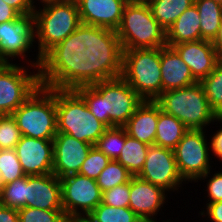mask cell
I'll list each match as a JSON object with an SVG mask.
<instances>
[{"label": "cell", "instance_id": "obj_31", "mask_svg": "<svg viewBox=\"0 0 222 222\" xmlns=\"http://www.w3.org/2000/svg\"><path fill=\"white\" fill-rule=\"evenodd\" d=\"M0 204L17 210L26 207V175L0 187Z\"/></svg>", "mask_w": 222, "mask_h": 222}, {"label": "cell", "instance_id": "obj_22", "mask_svg": "<svg viewBox=\"0 0 222 222\" xmlns=\"http://www.w3.org/2000/svg\"><path fill=\"white\" fill-rule=\"evenodd\" d=\"M200 16L193 4L166 31L167 46L173 47L179 43L201 40Z\"/></svg>", "mask_w": 222, "mask_h": 222}, {"label": "cell", "instance_id": "obj_46", "mask_svg": "<svg viewBox=\"0 0 222 222\" xmlns=\"http://www.w3.org/2000/svg\"><path fill=\"white\" fill-rule=\"evenodd\" d=\"M214 1H217V2H219V3H221V4H222V0H214Z\"/></svg>", "mask_w": 222, "mask_h": 222}, {"label": "cell", "instance_id": "obj_1", "mask_svg": "<svg viewBox=\"0 0 222 222\" xmlns=\"http://www.w3.org/2000/svg\"><path fill=\"white\" fill-rule=\"evenodd\" d=\"M122 53L116 31L81 23L42 57L40 85L76 89L121 77Z\"/></svg>", "mask_w": 222, "mask_h": 222}, {"label": "cell", "instance_id": "obj_13", "mask_svg": "<svg viewBox=\"0 0 222 222\" xmlns=\"http://www.w3.org/2000/svg\"><path fill=\"white\" fill-rule=\"evenodd\" d=\"M34 31V13L0 23V63H10V57L26 56L35 42Z\"/></svg>", "mask_w": 222, "mask_h": 222}, {"label": "cell", "instance_id": "obj_29", "mask_svg": "<svg viewBox=\"0 0 222 222\" xmlns=\"http://www.w3.org/2000/svg\"><path fill=\"white\" fill-rule=\"evenodd\" d=\"M124 144H125L124 127L114 126V127H108L94 146L97 147L102 153H104L111 160H117Z\"/></svg>", "mask_w": 222, "mask_h": 222}, {"label": "cell", "instance_id": "obj_44", "mask_svg": "<svg viewBox=\"0 0 222 222\" xmlns=\"http://www.w3.org/2000/svg\"><path fill=\"white\" fill-rule=\"evenodd\" d=\"M67 222H90L86 217L69 218Z\"/></svg>", "mask_w": 222, "mask_h": 222}, {"label": "cell", "instance_id": "obj_4", "mask_svg": "<svg viewBox=\"0 0 222 222\" xmlns=\"http://www.w3.org/2000/svg\"><path fill=\"white\" fill-rule=\"evenodd\" d=\"M57 133L95 145L108 128L88 109L75 89H56Z\"/></svg>", "mask_w": 222, "mask_h": 222}, {"label": "cell", "instance_id": "obj_12", "mask_svg": "<svg viewBox=\"0 0 222 222\" xmlns=\"http://www.w3.org/2000/svg\"><path fill=\"white\" fill-rule=\"evenodd\" d=\"M141 179L162 188L164 191L178 190L184 181L180 176L174 151L157 145H150L140 173Z\"/></svg>", "mask_w": 222, "mask_h": 222}, {"label": "cell", "instance_id": "obj_42", "mask_svg": "<svg viewBox=\"0 0 222 222\" xmlns=\"http://www.w3.org/2000/svg\"><path fill=\"white\" fill-rule=\"evenodd\" d=\"M214 136L211 139L210 142V148L213 151L214 155L219 158V160L222 159V129L218 130L216 134H213Z\"/></svg>", "mask_w": 222, "mask_h": 222}, {"label": "cell", "instance_id": "obj_40", "mask_svg": "<svg viewBox=\"0 0 222 222\" xmlns=\"http://www.w3.org/2000/svg\"><path fill=\"white\" fill-rule=\"evenodd\" d=\"M208 218L213 222H222V201L206 204Z\"/></svg>", "mask_w": 222, "mask_h": 222}, {"label": "cell", "instance_id": "obj_15", "mask_svg": "<svg viewBox=\"0 0 222 222\" xmlns=\"http://www.w3.org/2000/svg\"><path fill=\"white\" fill-rule=\"evenodd\" d=\"M15 151L25 175L53 173V139H38L22 135Z\"/></svg>", "mask_w": 222, "mask_h": 222}, {"label": "cell", "instance_id": "obj_25", "mask_svg": "<svg viewBox=\"0 0 222 222\" xmlns=\"http://www.w3.org/2000/svg\"><path fill=\"white\" fill-rule=\"evenodd\" d=\"M195 0H146L153 17L167 31L181 14L194 4Z\"/></svg>", "mask_w": 222, "mask_h": 222}, {"label": "cell", "instance_id": "obj_19", "mask_svg": "<svg viewBox=\"0 0 222 222\" xmlns=\"http://www.w3.org/2000/svg\"><path fill=\"white\" fill-rule=\"evenodd\" d=\"M173 48L190 68L193 77L198 82L207 77L221 59L212 42L202 39L179 43L174 45Z\"/></svg>", "mask_w": 222, "mask_h": 222}, {"label": "cell", "instance_id": "obj_43", "mask_svg": "<svg viewBox=\"0 0 222 222\" xmlns=\"http://www.w3.org/2000/svg\"><path fill=\"white\" fill-rule=\"evenodd\" d=\"M215 50L217 51L218 53V56L220 58H222V21H221V24H220V27H219V31L217 33V36L216 38L213 40L212 42Z\"/></svg>", "mask_w": 222, "mask_h": 222}, {"label": "cell", "instance_id": "obj_34", "mask_svg": "<svg viewBox=\"0 0 222 222\" xmlns=\"http://www.w3.org/2000/svg\"><path fill=\"white\" fill-rule=\"evenodd\" d=\"M21 132L12 115H0V150L15 149Z\"/></svg>", "mask_w": 222, "mask_h": 222}, {"label": "cell", "instance_id": "obj_41", "mask_svg": "<svg viewBox=\"0 0 222 222\" xmlns=\"http://www.w3.org/2000/svg\"><path fill=\"white\" fill-rule=\"evenodd\" d=\"M0 222H19L18 210L0 204Z\"/></svg>", "mask_w": 222, "mask_h": 222}, {"label": "cell", "instance_id": "obj_16", "mask_svg": "<svg viewBox=\"0 0 222 222\" xmlns=\"http://www.w3.org/2000/svg\"><path fill=\"white\" fill-rule=\"evenodd\" d=\"M26 207L63 210L60 179L53 173L26 175Z\"/></svg>", "mask_w": 222, "mask_h": 222}, {"label": "cell", "instance_id": "obj_24", "mask_svg": "<svg viewBox=\"0 0 222 222\" xmlns=\"http://www.w3.org/2000/svg\"><path fill=\"white\" fill-rule=\"evenodd\" d=\"M200 16L201 39L213 42L222 21V4L214 0H195Z\"/></svg>", "mask_w": 222, "mask_h": 222}, {"label": "cell", "instance_id": "obj_21", "mask_svg": "<svg viewBox=\"0 0 222 222\" xmlns=\"http://www.w3.org/2000/svg\"><path fill=\"white\" fill-rule=\"evenodd\" d=\"M157 122L158 104L144 100L123 127L128 136L150 146L154 145Z\"/></svg>", "mask_w": 222, "mask_h": 222}, {"label": "cell", "instance_id": "obj_26", "mask_svg": "<svg viewBox=\"0 0 222 222\" xmlns=\"http://www.w3.org/2000/svg\"><path fill=\"white\" fill-rule=\"evenodd\" d=\"M149 145L127 135L125 130V144L117 161L133 176H137L144 166Z\"/></svg>", "mask_w": 222, "mask_h": 222}, {"label": "cell", "instance_id": "obj_14", "mask_svg": "<svg viewBox=\"0 0 222 222\" xmlns=\"http://www.w3.org/2000/svg\"><path fill=\"white\" fill-rule=\"evenodd\" d=\"M92 146L68 134L57 133L53 139V174L60 179L79 173Z\"/></svg>", "mask_w": 222, "mask_h": 222}, {"label": "cell", "instance_id": "obj_18", "mask_svg": "<svg viewBox=\"0 0 222 222\" xmlns=\"http://www.w3.org/2000/svg\"><path fill=\"white\" fill-rule=\"evenodd\" d=\"M162 188L138 176L130 180L129 208L144 222H154L155 214L163 206L166 196Z\"/></svg>", "mask_w": 222, "mask_h": 222}, {"label": "cell", "instance_id": "obj_23", "mask_svg": "<svg viewBox=\"0 0 222 222\" xmlns=\"http://www.w3.org/2000/svg\"><path fill=\"white\" fill-rule=\"evenodd\" d=\"M188 130L181 121L163 112L158 105V122L154 145L173 150Z\"/></svg>", "mask_w": 222, "mask_h": 222}, {"label": "cell", "instance_id": "obj_35", "mask_svg": "<svg viewBox=\"0 0 222 222\" xmlns=\"http://www.w3.org/2000/svg\"><path fill=\"white\" fill-rule=\"evenodd\" d=\"M110 161L111 159L109 157L93 145L88 152L85 161L82 163L79 174L96 180L101 171L109 164Z\"/></svg>", "mask_w": 222, "mask_h": 222}, {"label": "cell", "instance_id": "obj_6", "mask_svg": "<svg viewBox=\"0 0 222 222\" xmlns=\"http://www.w3.org/2000/svg\"><path fill=\"white\" fill-rule=\"evenodd\" d=\"M160 109L181 121L188 129L203 130L215 120L222 122L210 107L200 82L162 92L155 100Z\"/></svg>", "mask_w": 222, "mask_h": 222}, {"label": "cell", "instance_id": "obj_5", "mask_svg": "<svg viewBox=\"0 0 222 222\" xmlns=\"http://www.w3.org/2000/svg\"><path fill=\"white\" fill-rule=\"evenodd\" d=\"M122 50L167 46L166 31L153 17L146 0H129L116 30Z\"/></svg>", "mask_w": 222, "mask_h": 222}, {"label": "cell", "instance_id": "obj_38", "mask_svg": "<svg viewBox=\"0 0 222 222\" xmlns=\"http://www.w3.org/2000/svg\"><path fill=\"white\" fill-rule=\"evenodd\" d=\"M3 2L14 8L20 15L34 13L36 8L31 0H3Z\"/></svg>", "mask_w": 222, "mask_h": 222}, {"label": "cell", "instance_id": "obj_33", "mask_svg": "<svg viewBox=\"0 0 222 222\" xmlns=\"http://www.w3.org/2000/svg\"><path fill=\"white\" fill-rule=\"evenodd\" d=\"M19 222H67L63 210H44L34 207L18 209Z\"/></svg>", "mask_w": 222, "mask_h": 222}, {"label": "cell", "instance_id": "obj_9", "mask_svg": "<svg viewBox=\"0 0 222 222\" xmlns=\"http://www.w3.org/2000/svg\"><path fill=\"white\" fill-rule=\"evenodd\" d=\"M203 130L189 129L173 149L177 168L184 181L206 179L210 174L207 140Z\"/></svg>", "mask_w": 222, "mask_h": 222}, {"label": "cell", "instance_id": "obj_11", "mask_svg": "<svg viewBox=\"0 0 222 222\" xmlns=\"http://www.w3.org/2000/svg\"><path fill=\"white\" fill-rule=\"evenodd\" d=\"M27 73L17 64L0 63V115H11L40 85L39 71Z\"/></svg>", "mask_w": 222, "mask_h": 222}, {"label": "cell", "instance_id": "obj_8", "mask_svg": "<svg viewBox=\"0 0 222 222\" xmlns=\"http://www.w3.org/2000/svg\"><path fill=\"white\" fill-rule=\"evenodd\" d=\"M121 77L143 99L162 93L161 48L123 50Z\"/></svg>", "mask_w": 222, "mask_h": 222}, {"label": "cell", "instance_id": "obj_2", "mask_svg": "<svg viewBox=\"0 0 222 222\" xmlns=\"http://www.w3.org/2000/svg\"><path fill=\"white\" fill-rule=\"evenodd\" d=\"M75 90L92 114L107 127H123L144 101L122 77L80 86Z\"/></svg>", "mask_w": 222, "mask_h": 222}, {"label": "cell", "instance_id": "obj_10", "mask_svg": "<svg viewBox=\"0 0 222 222\" xmlns=\"http://www.w3.org/2000/svg\"><path fill=\"white\" fill-rule=\"evenodd\" d=\"M60 183L63 211L68 219L86 217L102 202V191L95 179L77 173L60 178Z\"/></svg>", "mask_w": 222, "mask_h": 222}, {"label": "cell", "instance_id": "obj_3", "mask_svg": "<svg viewBox=\"0 0 222 222\" xmlns=\"http://www.w3.org/2000/svg\"><path fill=\"white\" fill-rule=\"evenodd\" d=\"M43 5V9L34 11V30L39 51L36 62L30 65L38 69L42 57L81 24L76 0H56Z\"/></svg>", "mask_w": 222, "mask_h": 222}, {"label": "cell", "instance_id": "obj_39", "mask_svg": "<svg viewBox=\"0 0 222 222\" xmlns=\"http://www.w3.org/2000/svg\"><path fill=\"white\" fill-rule=\"evenodd\" d=\"M21 16L14 8L0 0V23L16 20Z\"/></svg>", "mask_w": 222, "mask_h": 222}, {"label": "cell", "instance_id": "obj_30", "mask_svg": "<svg viewBox=\"0 0 222 222\" xmlns=\"http://www.w3.org/2000/svg\"><path fill=\"white\" fill-rule=\"evenodd\" d=\"M132 176L133 175L117 160H111L101 171L96 181L101 191L105 192L117 185L129 182Z\"/></svg>", "mask_w": 222, "mask_h": 222}, {"label": "cell", "instance_id": "obj_32", "mask_svg": "<svg viewBox=\"0 0 222 222\" xmlns=\"http://www.w3.org/2000/svg\"><path fill=\"white\" fill-rule=\"evenodd\" d=\"M24 176L15 149L0 150V187Z\"/></svg>", "mask_w": 222, "mask_h": 222}, {"label": "cell", "instance_id": "obj_28", "mask_svg": "<svg viewBox=\"0 0 222 222\" xmlns=\"http://www.w3.org/2000/svg\"><path fill=\"white\" fill-rule=\"evenodd\" d=\"M86 218L90 222H144L129 207H113L103 203Z\"/></svg>", "mask_w": 222, "mask_h": 222}, {"label": "cell", "instance_id": "obj_37", "mask_svg": "<svg viewBox=\"0 0 222 222\" xmlns=\"http://www.w3.org/2000/svg\"><path fill=\"white\" fill-rule=\"evenodd\" d=\"M207 192L210 199L209 203L222 201V172L215 173L209 179Z\"/></svg>", "mask_w": 222, "mask_h": 222}, {"label": "cell", "instance_id": "obj_20", "mask_svg": "<svg viewBox=\"0 0 222 222\" xmlns=\"http://www.w3.org/2000/svg\"><path fill=\"white\" fill-rule=\"evenodd\" d=\"M162 92L187 87L198 82L178 52L170 46L161 48Z\"/></svg>", "mask_w": 222, "mask_h": 222}, {"label": "cell", "instance_id": "obj_7", "mask_svg": "<svg viewBox=\"0 0 222 222\" xmlns=\"http://www.w3.org/2000/svg\"><path fill=\"white\" fill-rule=\"evenodd\" d=\"M11 115L23 136L54 139L57 134L56 89L39 85Z\"/></svg>", "mask_w": 222, "mask_h": 222}, {"label": "cell", "instance_id": "obj_27", "mask_svg": "<svg viewBox=\"0 0 222 222\" xmlns=\"http://www.w3.org/2000/svg\"><path fill=\"white\" fill-rule=\"evenodd\" d=\"M210 107L222 117V58L216 63L214 70L200 81Z\"/></svg>", "mask_w": 222, "mask_h": 222}, {"label": "cell", "instance_id": "obj_45", "mask_svg": "<svg viewBox=\"0 0 222 222\" xmlns=\"http://www.w3.org/2000/svg\"><path fill=\"white\" fill-rule=\"evenodd\" d=\"M31 1H32V3H34V2H33V0H31ZM51 1H56V0H41V3H43V4H44V3L51 2Z\"/></svg>", "mask_w": 222, "mask_h": 222}, {"label": "cell", "instance_id": "obj_17", "mask_svg": "<svg viewBox=\"0 0 222 222\" xmlns=\"http://www.w3.org/2000/svg\"><path fill=\"white\" fill-rule=\"evenodd\" d=\"M129 0H76L81 23L116 31Z\"/></svg>", "mask_w": 222, "mask_h": 222}, {"label": "cell", "instance_id": "obj_36", "mask_svg": "<svg viewBox=\"0 0 222 222\" xmlns=\"http://www.w3.org/2000/svg\"><path fill=\"white\" fill-rule=\"evenodd\" d=\"M130 181L102 192V202L113 207H129Z\"/></svg>", "mask_w": 222, "mask_h": 222}]
</instances>
